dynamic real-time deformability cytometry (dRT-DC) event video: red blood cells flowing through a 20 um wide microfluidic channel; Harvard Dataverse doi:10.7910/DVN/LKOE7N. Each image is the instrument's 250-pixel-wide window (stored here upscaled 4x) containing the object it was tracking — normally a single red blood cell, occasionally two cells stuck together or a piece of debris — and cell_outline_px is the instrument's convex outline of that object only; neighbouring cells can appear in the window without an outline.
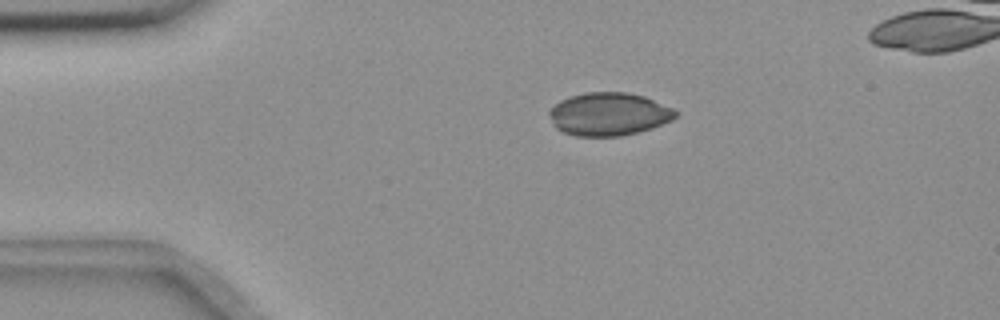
{"species": "common noctule bat (a hibernating species)", "species_latin": "Nyctalus noctula", "temperature_condition": "room temperature", "stored_images_in_passage": 44, "camera_frame_rate_fps": 3000, "um_per_image_px": 0.085, "animal": {"sex": "female", "body_mass_g": 18.4}, "frame": {"image": 1, "passage_image": 2, "time_ms": 0.333, "image_size_px": [1000, 320], "cell_outline_px": [[676, 116], [672, 120], [652, 128], [620, 136], [576, 136], [564, 132], [556, 128], [552, 124], [548, 112], [560, 100], [584, 92], [628, 92], [644, 96], [672, 108], [676, 112]], "centroid_in_image_um": [51.73, 9.7], "position_along_channel_um": 33.3, "area_um2": 31.5}}
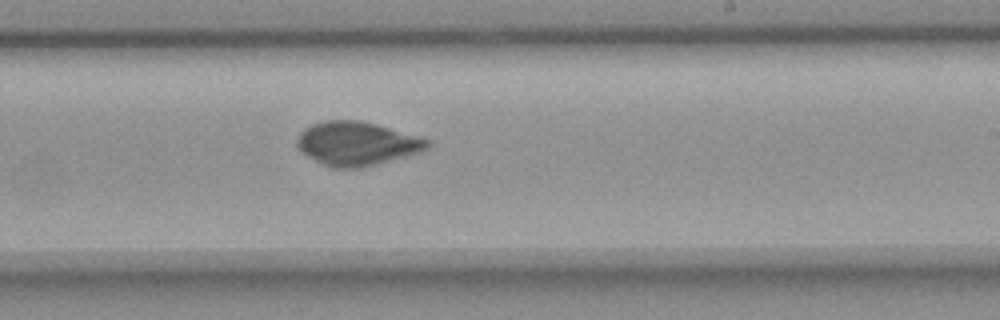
{"frame": {"image": 2, "passage_image": 24, "time_ms": 7.667, "image_size_px": [1000, 320], "cell_outline_px": [[432, 144], [428, 148], [420, 152], [376, 164], [360, 168], [332, 168], [320, 164], [300, 152], [296, 144], [296, 136], [304, 128], [312, 124], [324, 120], [360, 120], [376, 124], [420, 136], [432, 140]], "centroid_in_image_um": [30.31, 12.2], "position_along_channel_um": 258.7, "area_um2": 33.7}}
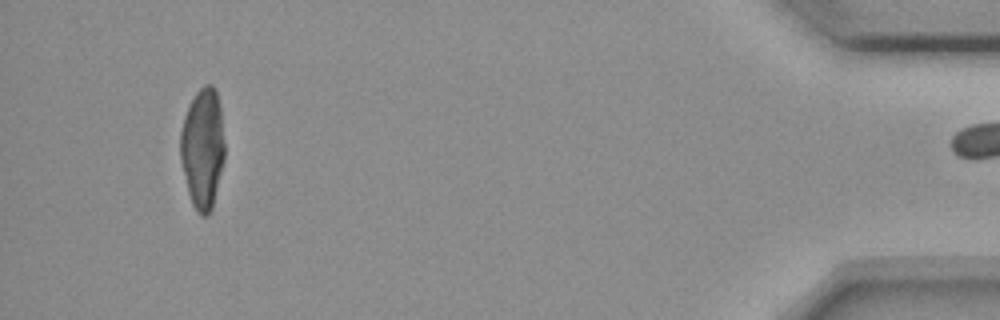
{"frame": {"image": 3, "passage_image": 43, "time_ms": 14.0, "image_size_px": [1000, 320], "cell_outline_px": [[224, 160], [212, 208], [208, 216], [200, 216], [196, 212], [192, 204], [188, 192], [180, 160], [180, 132], [184, 116], [196, 92], [204, 84], [212, 84], [216, 88], [220, 104], [224, 144]], "centroid_in_image_um": [17.22, 12.61], "position_along_channel_um": 418.0, "area_um2": 31.27}}